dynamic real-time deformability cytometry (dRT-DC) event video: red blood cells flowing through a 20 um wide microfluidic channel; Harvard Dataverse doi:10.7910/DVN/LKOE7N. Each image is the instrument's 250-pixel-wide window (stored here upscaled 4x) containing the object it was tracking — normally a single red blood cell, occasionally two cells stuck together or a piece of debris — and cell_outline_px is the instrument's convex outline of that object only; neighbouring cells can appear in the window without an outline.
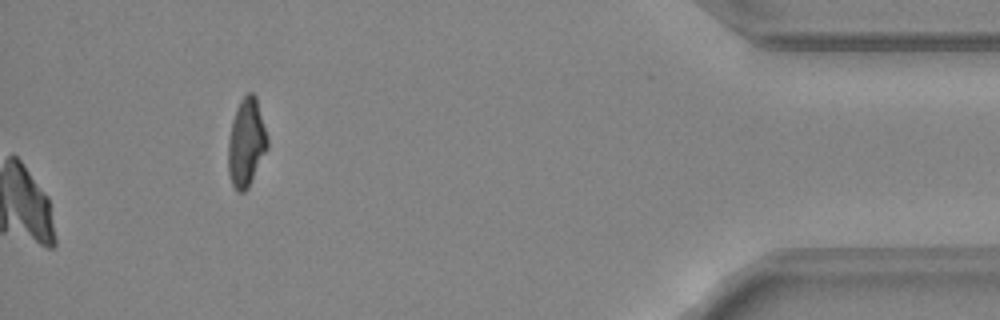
{"species": "common noctule bat (a hibernating species)", "species_latin": "Nyctalus noctula", "temperature_condition": "warm", "stored_images_in_passage": 49, "camera_frame_rate_fps": 3000, "um_per_image_px": 0.085, "animal": {"sex": "female", "body_mass_g": 24.6, "forearm_length_mm": 56.2}, "frame": {"image": 1, "passage_image": 49, "time_ms": 16.0, "image_size_px": [1000, 320], "cell_outline_px": [[268, 148], [248, 188], [244, 192], [236, 192], [232, 184], [228, 172], [228, 140], [232, 120], [236, 108], [240, 100], [248, 92], [252, 92], [256, 96], [268, 136]], "centroid_in_image_um": [20.94, 12.12], "position_along_channel_um": 414.3, "area_um2": 20.4}}